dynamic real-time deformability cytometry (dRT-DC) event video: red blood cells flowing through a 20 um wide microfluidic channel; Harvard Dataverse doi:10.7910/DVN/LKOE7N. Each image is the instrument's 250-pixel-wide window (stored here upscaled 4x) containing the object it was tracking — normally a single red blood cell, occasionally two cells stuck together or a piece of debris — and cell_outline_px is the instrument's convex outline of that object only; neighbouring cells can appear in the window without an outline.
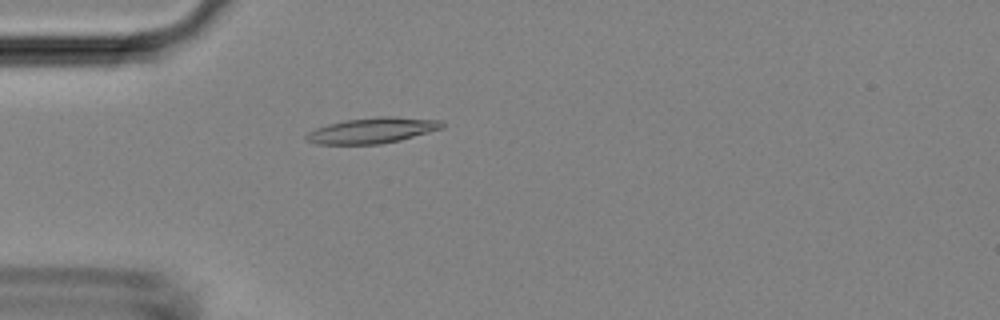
{"species": "Egyptian fruit bat (a non-hibernating species)", "species_latin": "Rousettus aegyptiacus", "temperature_condition": "room temperature", "stored_images_in_passage": 48, "camera_frame_rate_fps": 3000, "um_per_image_px": 0.085, "animal": {"sex": "female"}, "frame": {"image": 1, "passage_image": 14, "time_ms": 4.333, "image_size_px": [1000, 320], "cell_outline_px": [[444, 128], [400, 140], [380, 144], [316, 144], [304, 140], [304, 136], [308, 132], [316, 128], [328, 124], [344, 120], [376, 116], [392, 116], [440, 120], [444, 124]], "centroid_in_image_um": [31.62, 11.08], "position_along_channel_um": 53.4, "area_um2": 20.46}}
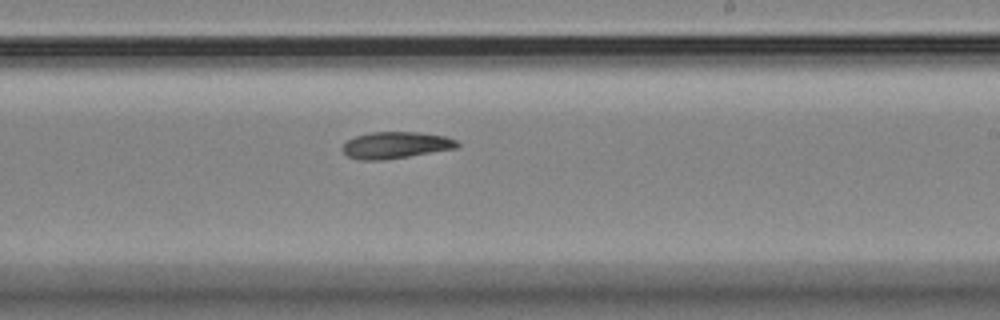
{"frame": {"image": 2, "passage_image": 29, "time_ms": 9.333, "image_size_px": [1000, 320], "cell_outline_px": [[460, 144], [456, 148], [384, 160], [360, 160], [348, 156], [340, 148], [348, 140], [356, 136], [372, 132], [420, 132], [444, 136], [456, 140]], "centroid_in_image_um": [33.62, 12.33], "position_along_channel_um": 255.4, "area_um2": 17.69}}
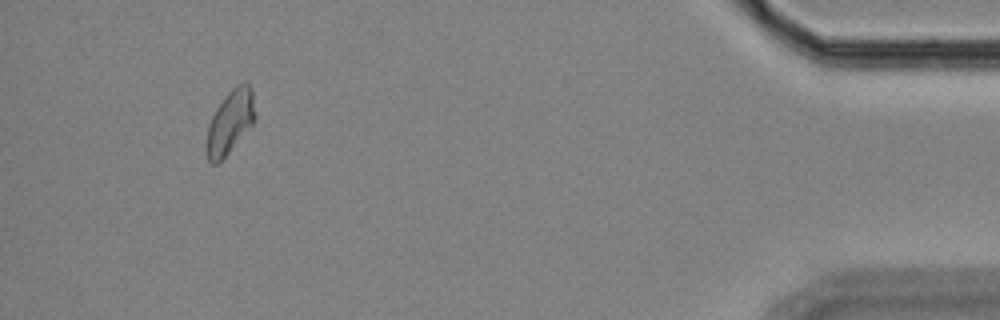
{"frame": {"image": 3, "passage_image": 45, "time_ms": 14.667, "image_size_px": [1000, 320], "cell_outline_px": [[256, 116], [252, 124], [228, 152], [216, 164], [212, 164], [208, 160], [208, 128], [212, 116], [216, 108], [224, 96], [236, 84], [244, 80], [252, 88]], "centroid_in_image_um": [19.6, 10.27], "position_along_channel_um": 415.6, "area_um2": 17.51}}